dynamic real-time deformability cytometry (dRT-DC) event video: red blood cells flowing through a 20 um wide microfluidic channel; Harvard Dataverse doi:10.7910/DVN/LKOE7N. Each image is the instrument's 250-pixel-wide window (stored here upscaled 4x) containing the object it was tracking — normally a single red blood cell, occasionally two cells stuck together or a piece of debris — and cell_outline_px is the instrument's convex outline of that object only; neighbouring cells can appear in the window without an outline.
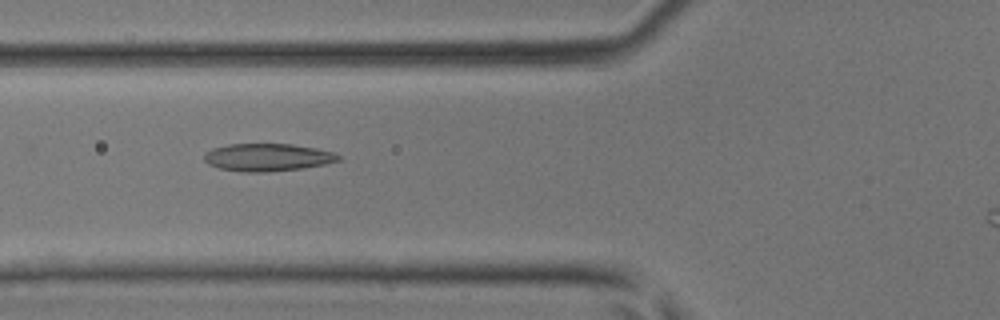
{"species": "common noctule bat (a hibernating species)", "species_latin": "Nyctalus noctula", "temperature_condition": "room temperature", "stored_images_in_passage": 27, "camera_frame_rate_fps": 3000, "um_per_image_px": 0.085, "animal": {"sex": "male", "body_mass_g": 17.9, "forearm_length_mm": 54.2}, "frame": {"image": 1, "passage_image": 3, "time_ms": 0.667, "image_size_px": [1000, 320], "cell_outline_px": [[340, 160], [324, 164], [304, 168], [264, 172], [244, 172], [220, 168], [208, 164], [204, 160], [204, 152], [212, 148], [228, 144], [292, 144], [316, 148], [332, 152], [340, 156]], "centroid_in_image_um": [22.71, 13.37], "position_along_channel_um": 103.1, "area_um2": 21.56}}
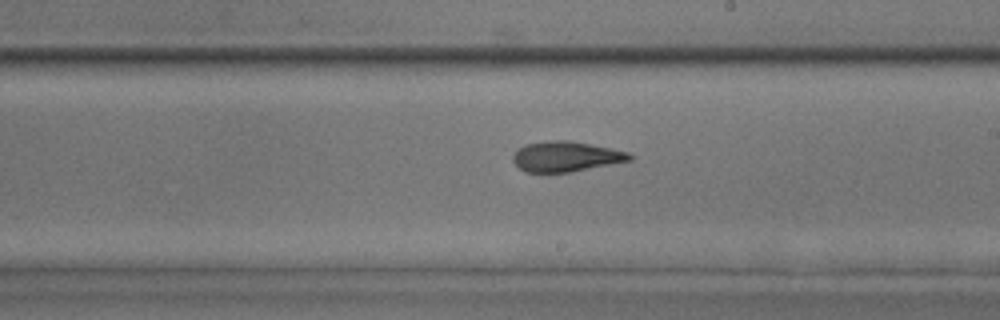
{"frame": {"image": 2, "passage_image": 12, "time_ms": 3.667, "image_size_px": [1000, 320], "cell_outline_px": [[632, 160], [572, 172], [524, 172], [512, 160], [512, 156], [524, 144], [552, 140], [568, 140], [612, 148], [628, 152], [632, 156]], "centroid_in_image_um": [48.11, 13.3], "position_along_channel_um": 240.9, "area_um2": 20.52}}
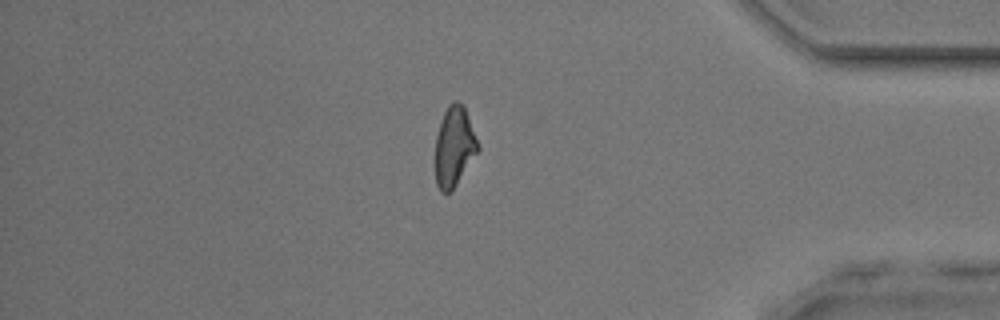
{"frame": {"image": 3, "passage_image": 24, "time_ms": 7.667, "image_size_px": [1000, 320], "cell_outline_px": [[480, 148], [456, 184], [448, 192], [440, 192], [436, 184], [436, 136], [444, 112], [448, 104], [452, 100], [456, 100], [464, 104], [480, 144]], "centroid_in_image_um": [38.63, 12.39], "position_along_channel_um": 396.6, "area_um2": 19.83}}